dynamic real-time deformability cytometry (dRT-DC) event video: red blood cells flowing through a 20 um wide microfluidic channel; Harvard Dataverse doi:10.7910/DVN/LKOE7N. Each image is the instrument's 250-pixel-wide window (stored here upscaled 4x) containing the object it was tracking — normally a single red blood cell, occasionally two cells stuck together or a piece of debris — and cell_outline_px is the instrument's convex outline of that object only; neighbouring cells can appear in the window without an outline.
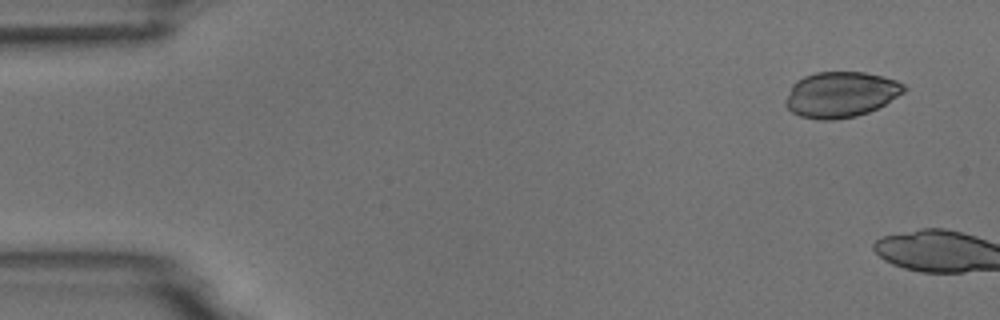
{"species": "common noctule bat (a hibernating species)", "species_latin": "Nyctalus noctula", "temperature_condition": "room temperature", "stored_images_in_passage": 2, "camera_frame_rate_fps": 3000, "um_per_image_px": 0.085, "animal": {"sex": "male", "body_mass_g": 18.8}, "frame": {"image": 1, "passage_image": 1, "time_ms": 0.0, "image_size_px": [1000, 320], "cell_outline_px": [[908, 88], [904, 92], [884, 104], [868, 112], [856, 116], [832, 120], [820, 120], [800, 116], [792, 112], [784, 104], [784, 100], [792, 84], [796, 80], [804, 76], [816, 72], [864, 72], [896, 80], [904, 84]], "centroid_in_image_um": [71.43, 8.03], "position_along_channel_um": 13.6, "area_um2": 31.5}}